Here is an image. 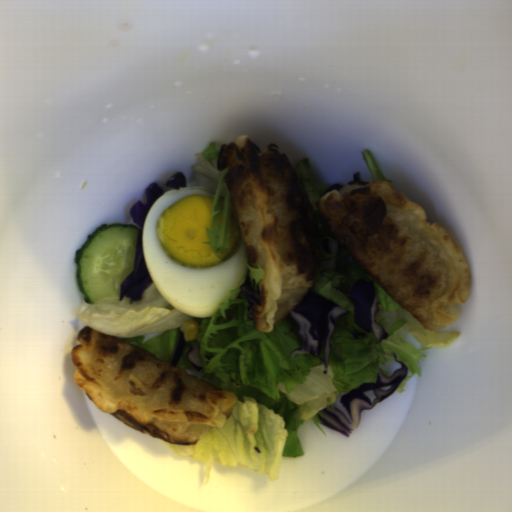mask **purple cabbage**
<instances>
[{
  "label": "purple cabbage",
  "mask_w": 512,
  "mask_h": 512,
  "mask_svg": "<svg viewBox=\"0 0 512 512\" xmlns=\"http://www.w3.org/2000/svg\"><path fill=\"white\" fill-rule=\"evenodd\" d=\"M327 233L328 236H331L332 238L325 237L322 242V248L326 254L333 255L334 257L330 260H320L319 266H321L324 270H335L337 266L338 249L340 242L332 233L329 225H327Z\"/></svg>",
  "instance_id": "9ea6ddef"
},
{
  "label": "purple cabbage",
  "mask_w": 512,
  "mask_h": 512,
  "mask_svg": "<svg viewBox=\"0 0 512 512\" xmlns=\"http://www.w3.org/2000/svg\"><path fill=\"white\" fill-rule=\"evenodd\" d=\"M184 345H185L184 333L178 327L177 334H176V339H175V343H174V347H173V351H172V355H171V359L168 362L169 364H171L172 366H176L177 367V365H178V363H179V361L181 359V355H182V352H183V349H184Z\"/></svg>",
  "instance_id": "9cd0cae8"
},
{
  "label": "purple cabbage",
  "mask_w": 512,
  "mask_h": 512,
  "mask_svg": "<svg viewBox=\"0 0 512 512\" xmlns=\"http://www.w3.org/2000/svg\"><path fill=\"white\" fill-rule=\"evenodd\" d=\"M345 187L344 185H339V184H332L331 186H329L326 191L324 192L323 196L333 190H340L341 188Z\"/></svg>",
  "instance_id": "4d1481cc"
},
{
  "label": "purple cabbage",
  "mask_w": 512,
  "mask_h": 512,
  "mask_svg": "<svg viewBox=\"0 0 512 512\" xmlns=\"http://www.w3.org/2000/svg\"><path fill=\"white\" fill-rule=\"evenodd\" d=\"M348 299L354 309V323L366 332H371L379 342L388 338L389 334L375 322L380 302L377 288L372 280L358 278L350 288Z\"/></svg>",
  "instance_id": "39781b68"
},
{
  "label": "purple cabbage",
  "mask_w": 512,
  "mask_h": 512,
  "mask_svg": "<svg viewBox=\"0 0 512 512\" xmlns=\"http://www.w3.org/2000/svg\"><path fill=\"white\" fill-rule=\"evenodd\" d=\"M393 358L399 363L400 368L392 376H386L379 368L375 383L365 382L341 396L339 401L351 420L343 411L331 405L318 414L321 425L335 430L346 438L350 437L360 425L361 411L372 410L377 403L389 397L408 376V365L398 360L396 353H393Z\"/></svg>",
  "instance_id": "ea28d5fd"
},
{
  "label": "purple cabbage",
  "mask_w": 512,
  "mask_h": 512,
  "mask_svg": "<svg viewBox=\"0 0 512 512\" xmlns=\"http://www.w3.org/2000/svg\"><path fill=\"white\" fill-rule=\"evenodd\" d=\"M163 195H165L164 188L153 182L146 187V203L138 200L129 210L133 222L139 228V232L135 244L133 271L119 285L120 302L124 297L130 298L129 302L131 303L141 302L145 290L155 284L147 269L143 254V230L151 206Z\"/></svg>",
  "instance_id": "f65ffa83"
},
{
  "label": "purple cabbage",
  "mask_w": 512,
  "mask_h": 512,
  "mask_svg": "<svg viewBox=\"0 0 512 512\" xmlns=\"http://www.w3.org/2000/svg\"><path fill=\"white\" fill-rule=\"evenodd\" d=\"M240 291L243 294V296L249 301V308L246 312L248 318H251L254 320L253 316V304L257 303L259 306H261V294L247 286L246 284H243L240 286Z\"/></svg>",
  "instance_id": "06f8d472"
},
{
  "label": "purple cabbage",
  "mask_w": 512,
  "mask_h": 512,
  "mask_svg": "<svg viewBox=\"0 0 512 512\" xmlns=\"http://www.w3.org/2000/svg\"><path fill=\"white\" fill-rule=\"evenodd\" d=\"M354 181H361V173L356 172L353 174V182Z\"/></svg>",
  "instance_id": "45c4457a"
},
{
  "label": "purple cabbage",
  "mask_w": 512,
  "mask_h": 512,
  "mask_svg": "<svg viewBox=\"0 0 512 512\" xmlns=\"http://www.w3.org/2000/svg\"><path fill=\"white\" fill-rule=\"evenodd\" d=\"M348 312L308 289L301 302L285 317L300 344L290 352V359L296 354L318 357L324 366L322 373L326 375L336 323Z\"/></svg>",
  "instance_id": "c1f60e8f"
},
{
  "label": "purple cabbage",
  "mask_w": 512,
  "mask_h": 512,
  "mask_svg": "<svg viewBox=\"0 0 512 512\" xmlns=\"http://www.w3.org/2000/svg\"><path fill=\"white\" fill-rule=\"evenodd\" d=\"M190 345V349L185 353L187 361L197 370H203V364L200 354V348L196 340L188 341Z\"/></svg>",
  "instance_id": "8b30caba"
},
{
  "label": "purple cabbage",
  "mask_w": 512,
  "mask_h": 512,
  "mask_svg": "<svg viewBox=\"0 0 512 512\" xmlns=\"http://www.w3.org/2000/svg\"><path fill=\"white\" fill-rule=\"evenodd\" d=\"M167 187L175 189L188 188L187 180L182 172L175 173L165 184Z\"/></svg>",
  "instance_id": "38c2f254"
}]
</instances>
